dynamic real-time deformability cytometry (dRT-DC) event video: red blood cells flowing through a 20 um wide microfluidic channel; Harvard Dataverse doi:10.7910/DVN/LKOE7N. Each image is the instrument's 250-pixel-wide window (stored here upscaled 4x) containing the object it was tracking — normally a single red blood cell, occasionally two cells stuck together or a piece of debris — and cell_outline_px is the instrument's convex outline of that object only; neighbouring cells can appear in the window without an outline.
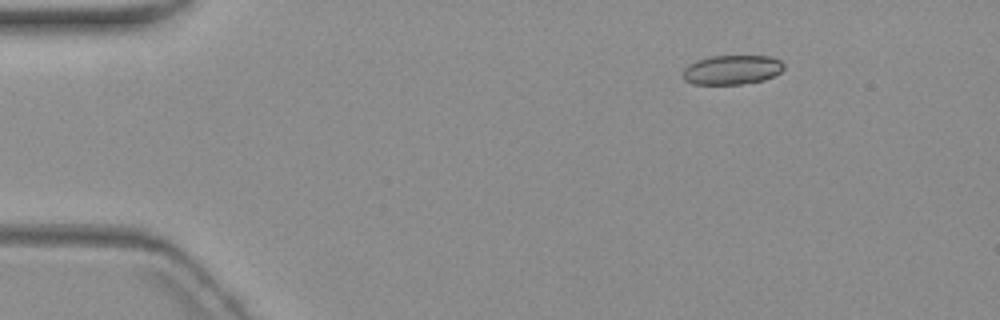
{"species": "common noctule bat (a hibernating species)", "species_latin": "Nyctalus noctula", "temperature_condition": "warm", "stored_images_in_passage": 2, "camera_frame_rate_fps": 3000, "um_per_image_px": 0.085, "animal": {"sex": "female", "body_mass_g": 19.3, "forearm_length_mm": 54.1}, "frame": {"image": 1, "passage_image": 1, "time_ms": 0.0, "image_size_px": [1000, 320], "cell_outline_px": [[784, 68], [780, 72], [764, 80], [740, 84], [692, 84], [684, 80], [684, 68], [688, 64], [696, 60], [712, 56], [768, 56], [780, 60], [784, 64]], "centroid_in_image_um": [62.21, 5.93], "position_along_channel_um": 22.8, "area_um2": 17.22}}